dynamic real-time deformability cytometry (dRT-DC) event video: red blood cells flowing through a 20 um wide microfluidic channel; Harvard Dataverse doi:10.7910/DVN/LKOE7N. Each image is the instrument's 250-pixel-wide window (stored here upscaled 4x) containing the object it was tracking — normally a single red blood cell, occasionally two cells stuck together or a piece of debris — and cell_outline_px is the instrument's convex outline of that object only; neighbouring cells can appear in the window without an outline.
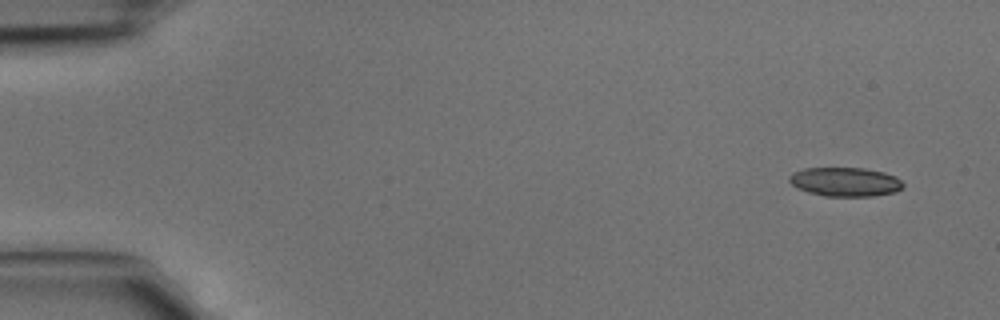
{"species": "common noctule bat (a hibernating species)", "species_latin": "Nyctalus noctula", "temperature_condition": "cold", "stored_images_in_passage": 5, "camera_frame_rate_fps": 3000, "um_per_image_px": 0.085, "animal": {"sex": "male", "body_mass_g": 15.6}, "frame": {"image": 1, "passage_image": 1, "time_ms": 0.0, "image_size_px": [1000, 320], "cell_outline_px": [[904, 188], [896, 192], [872, 196], [824, 196], [808, 192], [796, 188], [788, 180], [788, 176], [792, 172], [804, 168], [864, 168], [884, 172], [896, 176], [904, 184]], "centroid_in_image_um": [71.84, 15.46], "position_along_channel_um": 13.2, "area_um2": 19.48}}
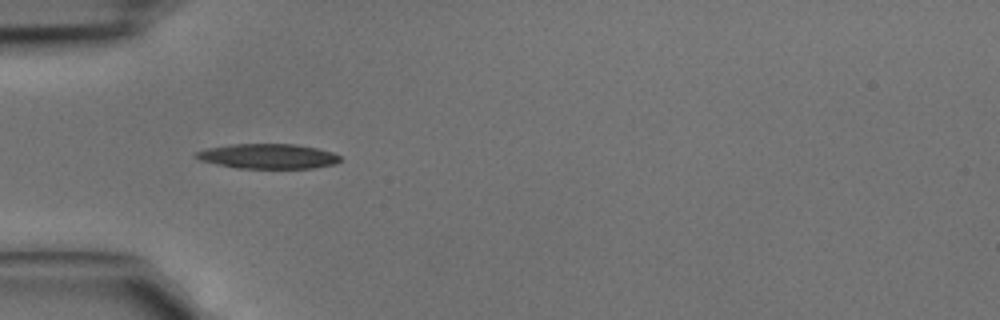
{"frame": {"image": 2, "passage_image": 4, "time_ms": 1.0, "image_size_px": [1000, 320], "cell_outline_px": [[340, 160], [336, 164], [312, 168], [236, 168], [216, 164], [200, 160], [192, 156], [192, 152], [208, 148], [232, 144], [296, 144], [316, 148], [332, 152], [340, 156]], "centroid_in_image_um": [22.73, 13.28], "position_along_channel_um": 62.3, "area_um2": 20.98}}